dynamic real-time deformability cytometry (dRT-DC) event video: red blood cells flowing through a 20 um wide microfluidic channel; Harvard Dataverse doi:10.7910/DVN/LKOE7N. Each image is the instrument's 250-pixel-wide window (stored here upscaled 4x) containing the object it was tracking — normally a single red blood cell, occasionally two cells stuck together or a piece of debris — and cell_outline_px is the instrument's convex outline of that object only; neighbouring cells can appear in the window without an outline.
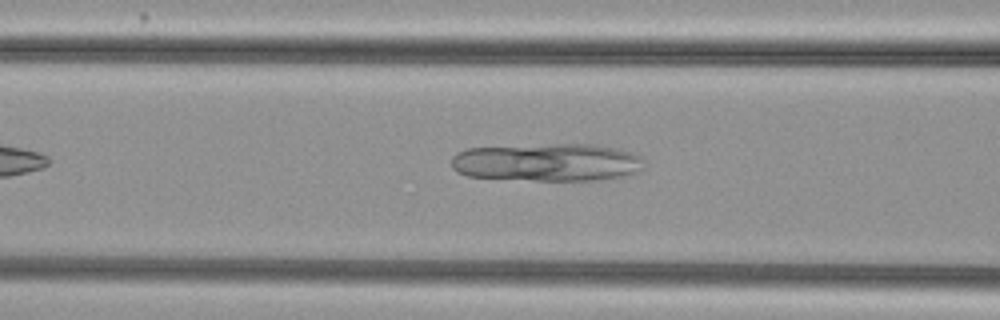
{"species": "common noctule bat (a hibernating species)", "species_latin": "Nyctalus noctula", "temperature_condition": "cold", "stored_images_in_passage": 41, "camera_frame_rate_fps": 3000, "um_per_image_px": 0.085, "animal": {"sex": "female", "body_mass_g": 29.2, "forearm_length_mm": 56.3}, "frame": {"image": 1, "passage_image": 10, "time_ms": 3.0, "image_size_px": [1000, 320], "cell_outline_px": [[644, 168], [636, 172], [624, 176], [600, 180], [536, 180], [468, 176], [456, 172], [452, 168], [452, 156], [456, 152], [468, 148], [556, 144], [596, 144], [620, 148], [632, 152], [640, 156]], "centroid_in_image_um": [46.54, 13.79], "position_along_channel_um": 120.1, "area_um2": 42.66}}
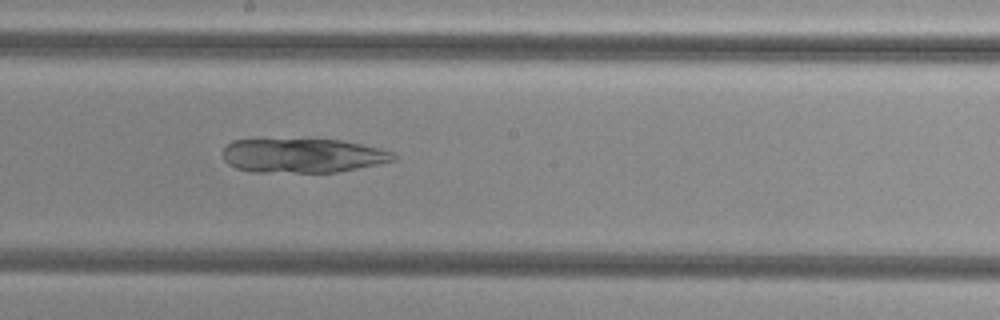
{"frame": {"image": 2, "passage_image": 18, "time_ms": 5.667, "image_size_px": [1000, 320], "cell_outline_px": [[396, 160], [336, 172], [252, 172], [236, 168], [228, 164], [224, 160], [220, 152], [232, 140], [308, 136], [344, 140], [392, 152], [396, 156]], "centroid_in_image_um": [25.64, 13.17], "position_along_channel_um": 222.6, "area_um2": 35.37}}
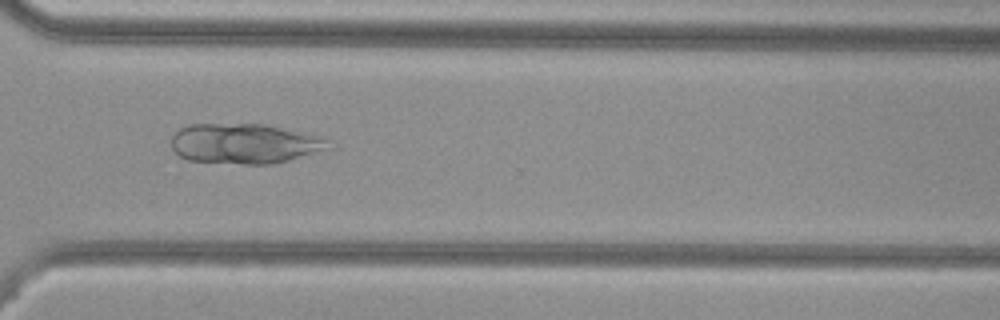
{"frame": {"image": 3, "passage_image": 28, "time_ms": 9.0, "image_size_px": [1000, 320], "cell_outline_px": [[332, 148], [288, 160], [272, 164], [244, 164], [188, 160], [180, 156], [172, 148], [172, 136], [180, 128], [188, 124], [264, 124], [304, 132], [320, 136], [328, 140]], "centroid_in_image_um": [20.8, 12.2], "position_along_channel_um": 349.8, "area_um2": 36.7}}